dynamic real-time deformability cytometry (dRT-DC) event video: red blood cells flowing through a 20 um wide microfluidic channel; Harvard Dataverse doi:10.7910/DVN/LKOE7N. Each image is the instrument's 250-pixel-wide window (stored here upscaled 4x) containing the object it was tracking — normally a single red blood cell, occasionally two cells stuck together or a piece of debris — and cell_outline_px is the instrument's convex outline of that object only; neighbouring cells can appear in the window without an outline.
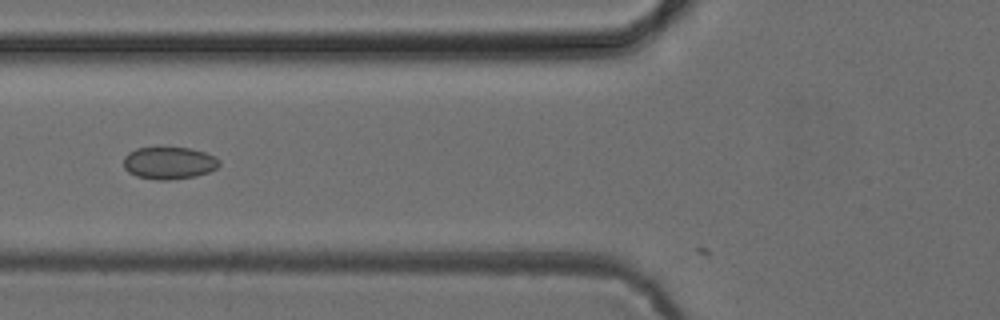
{"species": "common noctule bat (a hibernating species)", "species_latin": "Nyctalus noctula", "temperature_condition": "cold", "stored_images_in_passage": 5, "camera_frame_rate_fps": 3000, "um_per_image_px": 0.085, "animal": {"sex": "female", "body_mass_g": 24.6, "forearm_length_mm": 56.2}, "frame": {"image": 1, "passage_image": 5, "time_ms": 4.667, "image_size_px": [1000, 320], "cell_outline_px": [[220, 164], [216, 168], [208, 172], [196, 176], [168, 180], [156, 180], [136, 176], [128, 172], [124, 168], [124, 156], [128, 152], [136, 148], [188, 148], [204, 152], [216, 156], [220, 160]], "centroid_in_image_um": [14.36, 13.86], "position_along_channel_um": 111.4, "area_um2": 18.03}}